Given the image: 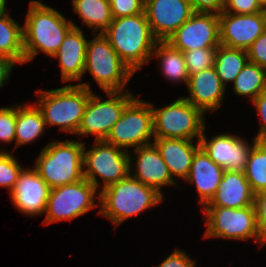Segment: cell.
Returning a JSON list of instances; mask_svg holds the SVG:
<instances>
[{
    "instance_id": "obj_1",
    "label": "cell",
    "mask_w": 266,
    "mask_h": 267,
    "mask_svg": "<svg viewBox=\"0 0 266 267\" xmlns=\"http://www.w3.org/2000/svg\"><path fill=\"white\" fill-rule=\"evenodd\" d=\"M72 23L41 1H30L23 25L25 62L32 60L39 52L52 57L73 27Z\"/></svg>"
},
{
    "instance_id": "obj_2",
    "label": "cell",
    "mask_w": 266,
    "mask_h": 267,
    "mask_svg": "<svg viewBox=\"0 0 266 267\" xmlns=\"http://www.w3.org/2000/svg\"><path fill=\"white\" fill-rule=\"evenodd\" d=\"M102 34L108 39L119 58L134 73L151 60L157 42L144 12L113 18Z\"/></svg>"
},
{
    "instance_id": "obj_3",
    "label": "cell",
    "mask_w": 266,
    "mask_h": 267,
    "mask_svg": "<svg viewBox=\"0 0 266 267\" xmlns=\"http://www.w3.org/2000/svg\"><path fill=\"white\" fill-rule=\"evenodd\" d=\"M163 200L162 192L145 185L130 173L121 181L101 189L99 214L109 218L117 227L124 220L158 205Z\"/></svg>"
},
{
    "instance_id": "obj_4",
    "label": "cell",
    "mask_w": 266,
    "mask_h": 267,
    "mask_svg": "<svg viewBox=\"0 0 266 267\" xmlns=\"http://www.w3.org/2000/svg\"><path fill=\"white\" fill-rule=\"evenodd\" d=\"M91 90L88 83L69 84L49 91L37 90L39 102L36 105L47 125H57L63 132L77 134Z\"/></svg>"
},
{
    "instance_id": "obj_5",
    "label": "cell",
    "mask_w": 266,
    "mask_h": 267,
    "mask_svg": "<svg viewBox=\"0 0 266 267\" xmlns=\"http://www.w3.org/2000/svg\"><path fill=\"white\" fill-rule=\"evenodd\" d=\"M85 143L54 141L41 151L34 169L52 189L84 179L83 150Z\"/></svg>"
},
{
    "instance_id": "obj_6",
    "label": "cell",
    "mask_w": 266,
    "mask_h": 267,
    "mask_svg": "<svg viewBox=\"0 0 266 267\" xmlns=\"http://www.w3.org/2000/svg\"><path fill=\"white\" fill-rule=\"evenodd\" d=\"M93 36L95 38L86 46L84 73L88 71L104 92H122L135 73L119 58L102 33Z\"/></svg>"
},
{
    "instance_id": "obj_7",
    "label": "cell",
    "mask_w": 266,
    "mask_h": 267,
    "mask_svg": "<svg viewBox=\"0 0 266 267\" xmlns=\"http://www.w3.org/2000/svg\"><path fill=\"white\" fill-rule=\"evenodd\" d=\"M153 136L154 138H176L200 140L205 121L203 112L181 97L164 108H153Z\"/></svg>"
},
{
    "instance_id": "obj_8",
    "label": "cell",
    "mask_w": 266,
    "mask_h": 267,
    "mask_svg": "<svg viewBox=\"0 0 266 267\" xmlns=\"http://www.w3.org/2000/svg\"><path fill=\"white\" fill-rule=\"evenodd\" d=\"M83 150V176L92 185L98 188L99 181L96 176L102 178L105 187L126 178L132 168L130 151L118 148L104 140L96 141L90 150Z\"/></svg>"
},
{
    "instance_id": "obj_9",
    "label": "cell",
    "mask_w": 266,
    "mask_h": 267,
    "mask_svg": "<svg viewBox=\"0 0 266 267\" xmlns=\"http://www.w3.org/2000/svg\"><path fill=\"white\" fill-rule=\"evenodd\" d=\"M206 220V238H225L246 240L254 238L260 245L266 242L261 238L257 223L254 205L240 209L225 207H204Z\"/></svg>"
},
{
    "instance_id": "obj_10",
    "label": "cell",
    "mask_w": 266,
    "mask_h": 267,
    "mask_svg": "<svg viewBox=\"0 0 266 267\" xmlns=\"http://www.w3.org/2000/svg\"><path fill=\"white\" fill-rule=\"evenodd\" d=\"M153 136V114L151 103L134 98L123 111L121 118L111 128L105 142L118 148L151 144Z\"/></svg>"
},
{
    "instance_id": "obj_11",
    "label": "cell",
    "mask_w": 266,
    "mask_h": 267,
    "mask_svg": "<svg viewBox=\"0 0 266 267\" xmlns=\"http://www.w3.org/2000/svg\"><path fill=\"white\" fill-rule=\"evenodd\" d=\"M97 188L85 178L70 184L52 188L46 206L44 223L75 219L97 207L94 196Z\"/></svg>"
},
{
    "instance_id": "obj_12",
    "label": "cell",
    "mask_w": 266,
    "mask_h": 267,
    "mask_svg": "<svg viewBox=\"0 0 266 267\" xmlns=\"http://www.w3.org/2000/svg\"><path fill=\"white\" fill-rule=\"evenodd\" d=\"M110 99L101 101L91 90V95L78 127L77 135H95L96 141L105 140L114 124L121 118L125 107L135 98L127 90L106 92Z\"/></svg>"
},
{
    "instance_id": "obj_13",
    "label": "cell",
    "mask_w": 266,
    "mask_h": 267,
    "mask_svg": "<svg viewBox=\"0 0 266 267\" xmlns=\"http://www.w3.org/2000/svg\"><path fill=\"white\" fill-rule=\"evenodd\" d=\"M167 42L182 52L200 48H217L220 45L218 14L194 12L168 38Z\"/></svg>"
},
{
    "instance_id": "obj_14",
    "label": "cell",
    "mask_w": 266,
    "mask_h": 267,
    "mask_svg": "<svg viewBox=\"0 0 266 267\" xmlns=\"http://www.w3.org/2000/svg\"><path fill=\"white\" fill-rule=\"evenodd\" d=\"M220 44L247 51L266 29V11L254 14H218Z\"/></svg>"
},
{
    "instance_id": "obj_15",
    "label": "cell",
    "mask_w": 266,
    "mask_h": 267,
    "mask_svg": "<svg viewBox=\"0 0 266 267\" xmlns=\"http://www.w3.org/2000/svg\"><path fill=\"white\" fill-rule=\"evenodd\" d=\"M194 12L189 0L144 1V13L157 41H167Z\"/></svg>"
},
{
    "instance_id": "obj_16",
    "label": "cell",
    "mask_w": 266,
    "mask_h": 267,
    "mask_svg": "<svg viewBox=\"0 0 266 267\" xmlns=\"http://www.w3.org/2000/svg\"><path fill=\"white\" fill-rule=\"evenodd\" d=\"M205 128L199 142L210 159L224 170L244 172L253 145L249 147L248 142L231 134L217 135L207 141Z\"/></svg>"
},
{
    "instance_id": "obj_17",
    "label": "cell",
    "mask_w": 266,
    "mask_h": 267,
    "mask_svg": "<svg viewBox=\"0 0 266 267\" xmlns=\"http://www.w3.org/2000/svg\"><path fill=\"white\" fill-rule=\"evenodd\" d=\"M50 190L35 169L25 168L9 194L19 212L34 216L45 213Z\"/></svg>"
},
{
    "instance_id": "obj_18",
    "label": "cell",
    "mask_w": 266,
    "mask_h": 267,
    "mask_svg": "<svg viewBox=\"0 0 266 267\" xmlns=\"http://www.w3.org/2000/svg\"><path fill=\"white\" fill-rule=\"evenodd\" d=\"M190 96L183 97L203 113L217 110L222 104L226 87L213 67L190 75L187 82Z\"/></svg>"
},
{
    "instance_id": "obj_19",
    "label": "cell",
    "mask_w": 266,
    "mask_h": 267,
    "mask_svg": "<svg viewBox=\"0 0 266 267\" xmlns=\"http://www.w3.org/2000/svg\"><path fill=\"white\" fill-rule=\"evenodd\" d=\"M73 27L65 35L59 50L52 56L59 58L63 82L82 80L84 74L87 40L81 28Z\"/></svg>"
},
{
    "instance_id": "obj_20",
    "label": "cell",
    "mask_w": 266,
    "mask_h": 267,
    "mask_svg": "<svg viewBox=\"0 0 266 267\" xmlns=\"http://www.w3.org/2000/svg\"><path fill=\"white\" fill-rule=\"evenodd\" d=\"M136 154L135 174L131 175L145 185L156 188L159 192L162 186L176 184L169 173L157 147L151 143L134 148Z\"/></svg>"
},
{
    "instance_id": "obj_21",
    "label": "cell",
    "mask_w": 266,
    "mask_h": 267,
    "mask_svg": "<svg viewBox=\"0 0 266 267\" xmlns=\"http://www.w3.org/2000/svg\"><path fill=\"white\" fill-rule=\"evenodd\" d=\"M254 205V193L244 172L225 170L218 189L204 207L240 209Z\"/></svg>"
},
{
    "instance_id": "obj_22",
    "label": "cell",
    "mask_w": 266,
    "mask_h": 267,
    "mask_svg": "<svg viewBox=\"0 0 266 267\" xmlns=\"http://www.w3.org/2000/svg\"><path fill=\"white\" fill-rule=\"evenodd\" d=\"M224 171L222 167L210 159L201 147L196 151L185 181L196 185L200 205L205 206L213 198Z\"/></svg>"
},
{
    "instance_id": "obj_23",
    "label": "cell",
    "mask_w": 266,
    "mask_h": 267,
    "mask_svg": "<svg viewBox=\"0 0 266 267\" xmlns=\"http://www.w3.org/2000/svg\"><path fill=\"white\" fill-rule=\"evenodd\" d=\"M193 142L188 139L154 138L152 143L159 150L172 178L177 176L186 180L193 156L200 148L199 141H197V145Z\"/></svg>"
},
{
    "instance_id": "obj_24",
    "label": "cell",
    "mask_w": 266,
    "mask_h": 267,
    "mask_svg": "<svg viewBox=\"0 0 266 267\" xmlns=\"http://www.w3.org/2000/svg\"><path fill=\"white\" fill-rule=\"evenodd\" d=\"M0 55L15 64L25 63L23 26L17 24L6 11L0 13Z\"/></svg>"
},
{
    "instance_id": "obj_25",
    "label": "cell",
    "mask_w": 266,
    "mask_h": 267,
    "mask_svg": "<svg viewBox=\"0 0 266 267\" xmlns=\"http://www.w3.org/2000/svg\"><path fill=\"white\" fill-rule=\"evenodd\" d=\"M45 125L42 112L37 105H17L15 147L36 140L44 132Z\"/></svg>"
},
{
    "instance_id": "obj_26",
    "label": "cell",
    "mask_w": 266,
    "mask_h": 267,
    "mask_svg": "<svg viewBox=\"0 0 266 267\" xmlns=\"http://www.w3.org/2000/svg\"><path fill=\"white\" fill-rule=\"evenodd\" d=\"M152 54L160 57L161 72L169 81H184L187 85L189 73L182 51L172 47L167 41H157Z\"/></svg>"
},
{
    "instance_id": "obj_27",
    "label": "cell",
    "mask_w": 266,
    "mask_h": 267,
    "mask_svg": "<svg viewBox=\"0 0 266 267\" xmlns=\"http://www.w3.org/2000/svg\"><path fill=\"white\" fill-rule=\"evenodd\" d=\"M74 12L94 31L103 33L113 21L109 0H72Z\"/></svg>"
},
{
    "instance_id": "obj_28",
    "label": "cell",
    "mask_w": 266,
    "mask_h": 267,
    "mask_svg": "<svg viewBox=\"0 0 266 267\" xmlns=\"http://www.w3.org/2000/svg\"><path fill=\"white\" fill-rule=\"evenodd\" d=\"M248 61L247 51L219 45L215 53L214 68L222 84L234 82Z\"/></svg>"
},
{
    "instance_id": "obj_29",
    "label": "cell",
    "mask_w": 266,
    "mask_h": 267,
    "mask_svg": "<svg viewBox=\"0 0 266 267\" xmlns=\"http://www.w3.org/2000/svg\"><path fill=\"white\" fill-rule=\"evenodd\" d=\"M233 83L236 95L250 96L253 101L266 90V69L247 61Z\"/></svg>"
},
{
    "instance_id": "obj_30",
    "label": "cell",
    "mask_w": 266,
    "mask_h": 267,
    "mask_svg": "<svg viewBox=\"0 0 266 267\" xmlns=\"http://www.w3.org/2000/svg\"><path fill=\"white\" fill-rule=\"evenodd\" d=\"M244 173L254 194L266 190V141L253 139Z\"/></svg>"
},
{
    "instance_id": "obj_31",
    "label": "cell",
    "mask_w": 266,
    "mask_h": 267,
    "mask_svg": "<svg viewBox=\"0 0 266 267\" xmlns=\"http://www.w3.org/2000/svg\"><path fill=\"white\" fill-rule=\"evenodd\" d=\"M216 50L217 48H200L183 52L189 76L213 67Z\"/></svg>"
},
{
    "instance_id": "obj_32",
    "label": "cell",
    "mask_w": 266,
    "mask_h": 267,
    "mask_svg": "<svg viewBox=\"0 0 266 267\" xmlns=\"http://www.w3.org/2000/svg\"><path fill=\"white\" fill-rule=\"evenodd\" d=\"M23 169L12 153L0 151V186L8 187L11 192Z\"/></svg>"
},
{
    "instance_id": "obj_33",
    "label": "cell",
    "mask_w": 266,
    "mask_h": 267,
    "mask_svg": "<svg viewBox=\"0 0 266 267\" xmlns=\"http://www.w3.org/2000/svg\"><path fill=\"white\" fill-rule=\"evenodd\" d=\"M17 105L12 108L0 109V141L11 143L15 141Z\"/></svg>"
},
{
    "instance_id": "obj_34",
    "label": "cell",
    "mask_w": 266,
    "mask_h": 267,
    "mask_svg": "<svg viewBox=\"0 0 266 267\" xmlns=\"http://www.w3.org/2000/svg\"><path fill=\"white\" fill-rule=\"evenodd\" d=\"M113 18L133 16L144 12V0H109Z\"/></svg>"
},
{
    "instance_id": "obj_35",
    "label": "cell",
    "mask_w": 266,
    "mask_h": 267,
    "mask_svg": "<svg viewBox=\"0 0 266 267\" xmlns=\"http://www.w3.org/2000/svg\"><path fill=\"white\" fill-rule=\"evenodd\" d=\"M262 11H266V8L260 0H225L223 8V12L233 14H254Z\"/></svg>"
},
{
    "instance_id": "obj_36",
    "label": "cell",
    "mask_w": 266,
    "mask_h": 267,
    "mask_svg": "<svg viewBox=\"0 0 266 267\" xmlns=\"http://www.w3.org/2000/svg\"><path fill=\"white\" fill-rule=\"evenodd\" d=\"M248 61L266 69V29L247 50Z\"/></svg>"
},
{
    "instance_id": "obj_37",
    "label": "cell",
    "mask_w": 266,
    "mask_h": 267,
    "mask_svg": "<svg viewBox=\"0 0 266 267\" xmlns=\"http://www.w3.org/2000/svg\"><path fill=\"white\" fill-rule=\"evenodd\" d=\"M254 207L259 234L266 242V190L254 194Z\"/></svg>"
},
{
    "instance_id": "obj_38",
    "label": "cell",
    "mask_w": 266,
    "mask_h": 267,
    "mask_svg": "<svg viewBox=\"0 0 266 267\" xmlns=\"http://www.w3.org/2000/svg\"><path fill=\"white\" fill-rule=\"evenodd\" d=\"M158 267H195V260L184 251L175 249Z\"/></svg>"
},
{
    "instance_id": "obj_39",
    "label": "cell",
    "mask_w": 266,
    "mask_h": 267,
    "mask_svg": "<svg viewBox=\"0 0 266 267\" xmlns=\"http://www.w3.org/2000/svg\"><path fill=\"white\" fill-rule=\"evenodd\" d=\"M257 112L261 116V126L257 137L255 138L258 141H266V90H264L258 97L253 101Z\"/></svg>"
},
{
    "instance_id": "obj_40",
    "label": "cell",
    "mask_w": 266,
    "mask_h": 267,
    "mask_svg": "<svg viewBox=\"0 0 266 267\" xmlns=\"http://www.w3.org/2000/svg\"><path fill=\"white\" fill-rule=\"evenodd\" d=\"M195 12H211L220 14L225 0H189Z\"/></svg>"
},
{
    "instance_id": "obj_41",
    "label": "cell",
    "mask_w": 266,
    "mask_h": 267,
    "mask_svg": "<svg viewBox=\"0 0 266 267\" xmlns=\"http://www.w3.org/2000/svg\"><path fill=\"white\" fill-rule=\"evenodd\" d=\"M14 65L15 63L13 61L0 55V87L6 84L7 80L9 79L11 69Z\"/></svg>"
},
{
    "instance_id": "obj_42",
    "label": "cell",
    "mask_w": 266,
    "mask_h": 267,
    "mask_svg": "<svg viewBox=\"0 0 266 267\" xmlns=\"http://www.w3.org/2000/svg\"><path fill=\"white\" fill-rule=\"evenodd\" d=\"M6 9V0H0V13Z\"/></svg>"
},
{
    "instance_id": "obj_43",
    "label": "cell",
    "mask_w": 266,
    "mask_h": 267,
    "mask_svg": "<svg viewBox=\"0 0 266 267\" xmlns=\"http://www.w3.org/2000/svg\"><path fill=\"white\" fill-rule=\"evenodd\" d=\"M260 2L263 4V6L266 8V0H260Z\"/></svg>"
}]
</instances>
